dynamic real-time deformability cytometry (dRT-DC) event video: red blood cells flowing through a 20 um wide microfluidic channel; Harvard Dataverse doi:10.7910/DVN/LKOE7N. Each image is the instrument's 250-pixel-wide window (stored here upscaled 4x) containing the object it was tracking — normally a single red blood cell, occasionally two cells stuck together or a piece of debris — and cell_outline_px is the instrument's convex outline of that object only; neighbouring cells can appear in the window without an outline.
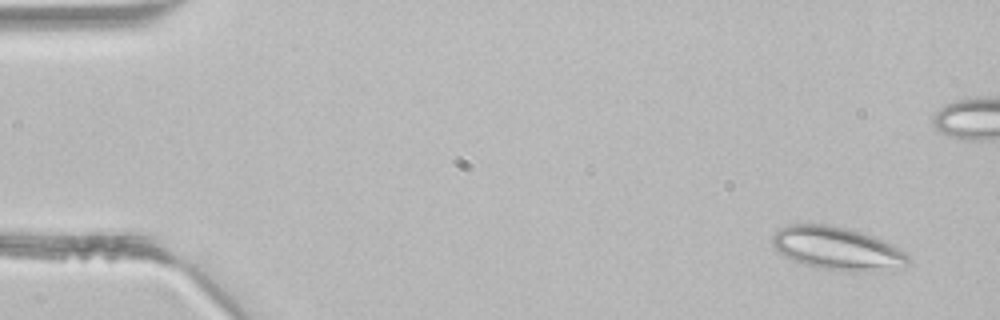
{"species": "common noctule bat (a hibernating species)", "species_latin": "Nyctalus noctula", "temperature_condition": "room temperature", "stored_images_in_passage": 4, "camera_frame_rate_fps": 3000, "um_per_image_px": 0.085, "animal": {"sex": "male", "body_mass_g": 21.5, "forearm_length_mm": 52.0}, "frame": {"image": 1, "passage_image": 4, "time_ms": 1.0, "image_size_px": [1000, 320], "cell_outline_px": [[908, 264], [880, 272], [852, 272], [816, 268], [792, 260], [776, 252], [772, 244], [772, 236], [776, 228], [788, 224], [808, 220], [848, 228], [876, 236], [892, 244], [904, 252], [908, 256]], "centroid_in_image_um": [71.08, 21.08], "position_along_channel_um": 13.9, "area_um2": 35.37}}